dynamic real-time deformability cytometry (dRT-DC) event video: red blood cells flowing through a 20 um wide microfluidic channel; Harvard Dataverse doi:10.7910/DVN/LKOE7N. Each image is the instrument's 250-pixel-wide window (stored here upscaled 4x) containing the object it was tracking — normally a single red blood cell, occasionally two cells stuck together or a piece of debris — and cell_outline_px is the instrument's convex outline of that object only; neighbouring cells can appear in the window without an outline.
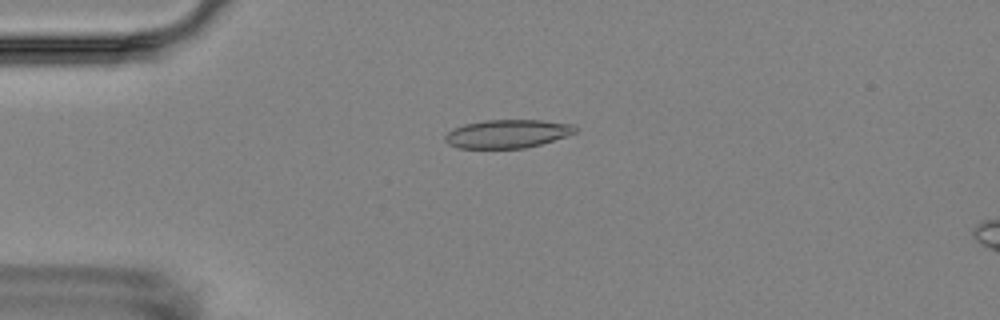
{"species": "Egyptian fruit bat (a non-hibernating species)", "species_latin": "Rousettus aegyptiacus", "temperature_condition": "room temperature", "stored_images_in_passage": 7, "camera_frame_rate_fps": 3000, "um_per_image_px": 0.085, "animal": {"sex": "female"}, "frame": {"image": 1, "passage_image": 2, "time_ms": 1.0, "image_size_px": [1000, 320], "cell_outline_px": [[580, 128], [576, 132], [540, 144], [524, 148], [460, 148], [448, 144], [444, 140], [444, 136], [452, 128], [464, 124], [484, 120], [544, 120], [572, 124]], "centroid_in_image_um": [43.11, 11.36], "position_along_channel_um": 41.9, "area_um2": 21.56}}
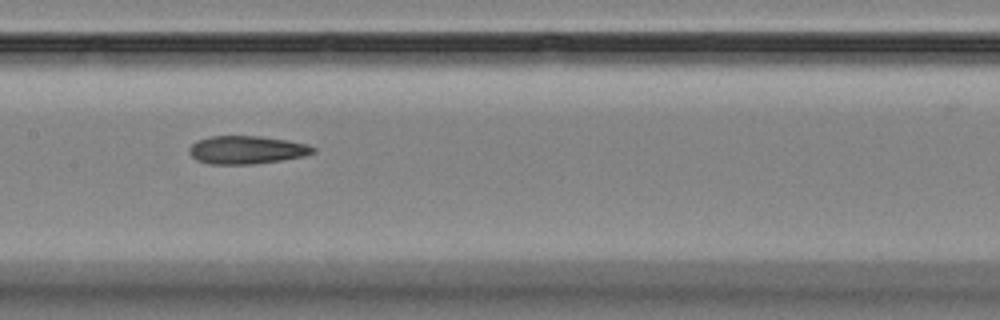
{"frame": {"image": 2, "passage_image": 6, "time_ms": 5.667, "image_size_px": [1000, 320], "cell_outline_px": [[316, 152], [304, 156], [280, 160], [252, 164], [208, 164], [196, 160], [188, 152], [188, 148], [196, 140], [208, 136], [260, 136], [288, 140], [308, 144], [316, 148]], "centroid_in_image_um": [20.95, 12.73], "position_along_channel_um": 186.5, "area_um2": 20.46}}
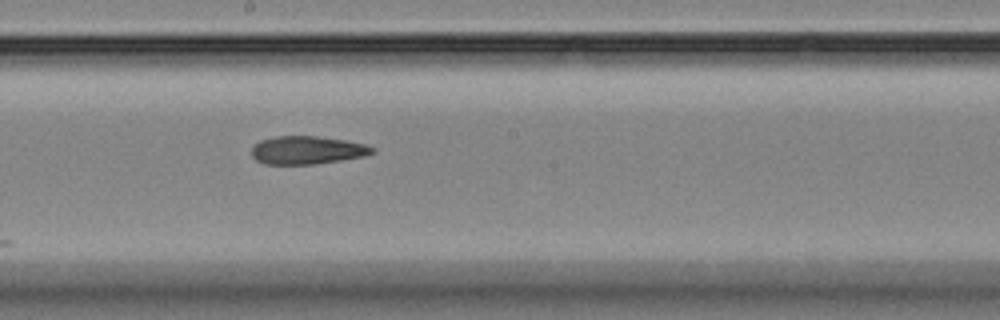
{"frame": {"image": 3, "passage_image": 7, "time_ms": 6.667, "image_size_px": [1000, 320], "cell_outline_px": [[376, 152], [364, 156], [316, 164], [264, 164], [256, 160], [252, 156], [252, 144], [260, 140], [276, 136], [316, 136], [344, 140], [364, 144], [376, 148]], "centroid_in_image_um": [26.09, 12.76], "position_along_channel_um": 222.1, "area_um2": 19.83}}